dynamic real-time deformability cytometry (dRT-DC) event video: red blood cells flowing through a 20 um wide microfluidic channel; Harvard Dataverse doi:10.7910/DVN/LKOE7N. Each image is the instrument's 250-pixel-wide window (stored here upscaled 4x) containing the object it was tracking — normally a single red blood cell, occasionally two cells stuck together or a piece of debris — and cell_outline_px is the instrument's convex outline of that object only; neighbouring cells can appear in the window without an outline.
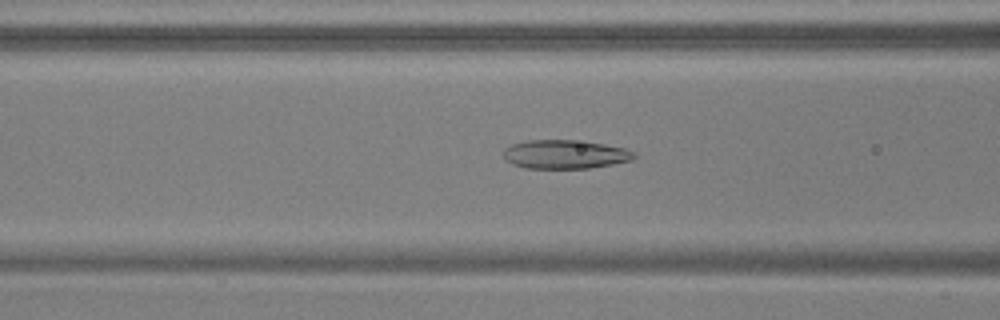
{"species": "common noctule bat (a hibernating species)", "species_latin": "Nyctalus noctula", "temperature_condition": "warm", "stored_images_in_passage": 54, "camera_frame_rate_fps": 3000, "um_per_image_px": 0.085, "animal": {"sex": "male", "body_mass_g": 17.9, "forearm_length_mm": 54.2}, "frame": {"image": 1, "passage_image": 22, "time_ms": 7.0, "image_size_px": [1000, 320], "cell_outline_px": [[636, 156], [632, 160], [612, 164], [588, 168], [524, 168], [512, 164], [504, 160], [504, 148], [512, 144], [528, 140], [572, 140], [604, 144], [624, 148], [636, 152]], "centroid_in_image_um": [48.01, 13.12], "position_along_channel_um": 118.6, "area_um2": 21.91}}
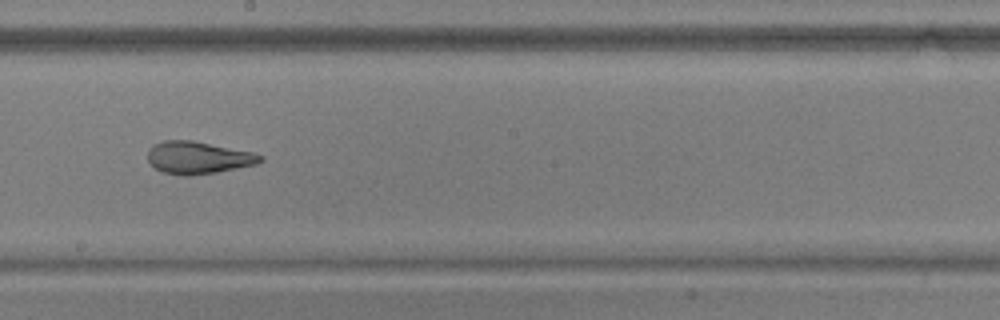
{"frame": {"image": 2, "passage_image": 31, "time_ms": 10.0, "image_size_px": [1000, 320], "cell_outline_px": [[264, 160], [256, 164], [216, 172], [188, 176], [180, 176], [164, 172], [156, 168], [148, 160], [148, 148], [164, 140], [192, 140], [252, 152], [264, 156]], "centroid_in_image_um": [16.84, 13.4], "position_along_channel_um": 231.4, "area_um2": 21.1}}
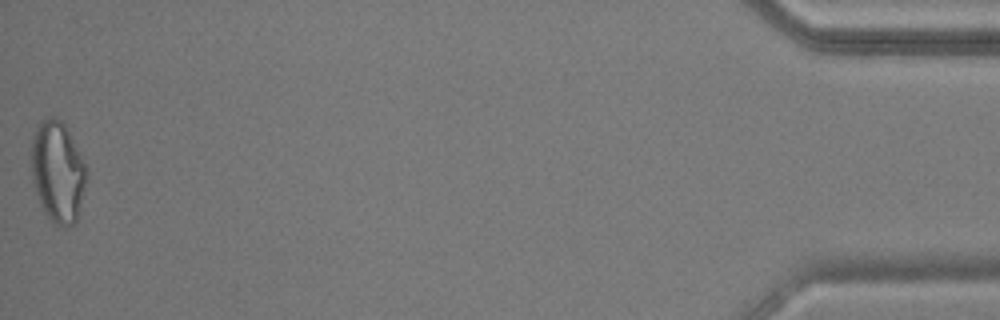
{"frame": {"image": 3, "passage_image": 54, "time_ms": 17.667, "image_size_px": [1000, 320], "cell_outline_px": [[88, 176], [76, 220], [72, 224], [64, 228], [60, 228], [52, 224], [44, 212], [40, 204], [32, 180], [32, 140], [40, 120], [48, 116], [56, 116], [64, 124], [84, 164]], "centroid_in_image_um": [4.89, 14.64], "position_along_channel_um": 430.3, "area_um2": 32.31}, "authors_computed_cell_mechanics": {"area_um2": 23.9581, "velocity_mm_per_s": 3.7584, "shape_relaxation_time_tau1_ms": 10.9314, "shape_relaxation_time_tau2_ms": 1.7657, "deformation_change_tau1": 0.2777, "deformation_change_tau2": 0.096}}